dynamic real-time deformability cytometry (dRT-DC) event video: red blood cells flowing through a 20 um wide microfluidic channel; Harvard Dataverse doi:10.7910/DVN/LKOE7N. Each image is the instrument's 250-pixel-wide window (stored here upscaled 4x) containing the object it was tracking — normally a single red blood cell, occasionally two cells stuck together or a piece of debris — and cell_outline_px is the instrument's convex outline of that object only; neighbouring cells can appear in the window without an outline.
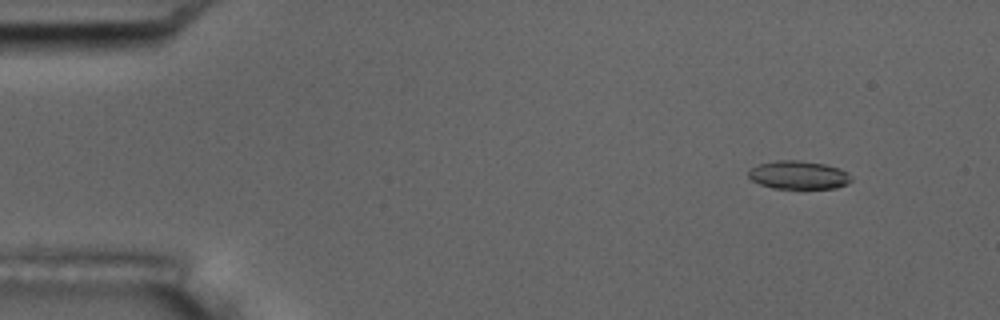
{"species": "common noctule bat (a hibernating species)", "species_latin": "Nyctalus noctula", "temperature_condition": "room temperature", "stored_images_in_passage": 4, "camera_frame_rate_fps": 3000, "um_per_image_px": 0.085, "animal": {"sex": "male", "body_mass_g": 17.5, "forearm_length_mm": 52.3}, "frame": {"image": 1, "passage_image": 1, "time_ms": 0.0, "image_size_px": [1000, 320], "cell_outline_px": [[852, 180], [848, 184], [836, 188], [804, 192], [772, 188], [760, 184], [752, 180], [748, 176], [748, 168], [760, 164], [780, 160], [800, 160], [824, 164], [840, 168], [848, 172], [852, 176]], "centroid_in_image_um": [67.92, 14.94], "position_along_channel_um": 17.1, "area_um2": 17.98}}
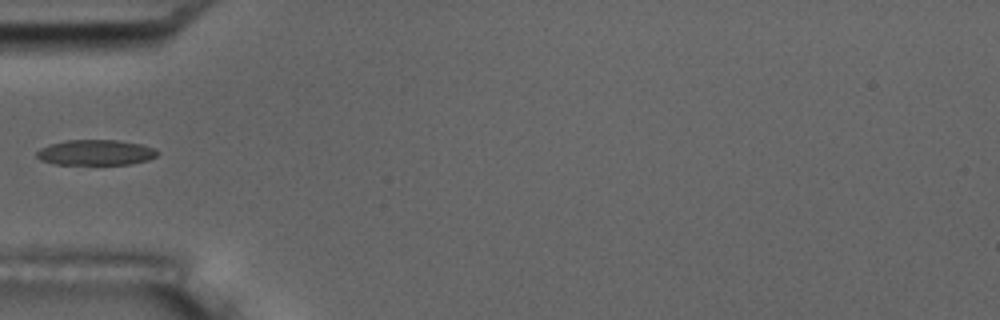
{"frame": {"image": 2, "passage_image": 4, "time_ms": 1.0, "image_size_px": [1000, 320], "cell_outline_px": [[160, 152], [156, 156], [148, 160], [128, 164], [56, 164], [40, 160], [36, 156], [36, 152], [40, 148], [48, 144], [64, 140], [116, 140], [140, 144], [156, 148]], "centroid_in_image_um": [8.12, 12.95], "position_along_channel_um": 76.9, "area_um2": 17.98}}